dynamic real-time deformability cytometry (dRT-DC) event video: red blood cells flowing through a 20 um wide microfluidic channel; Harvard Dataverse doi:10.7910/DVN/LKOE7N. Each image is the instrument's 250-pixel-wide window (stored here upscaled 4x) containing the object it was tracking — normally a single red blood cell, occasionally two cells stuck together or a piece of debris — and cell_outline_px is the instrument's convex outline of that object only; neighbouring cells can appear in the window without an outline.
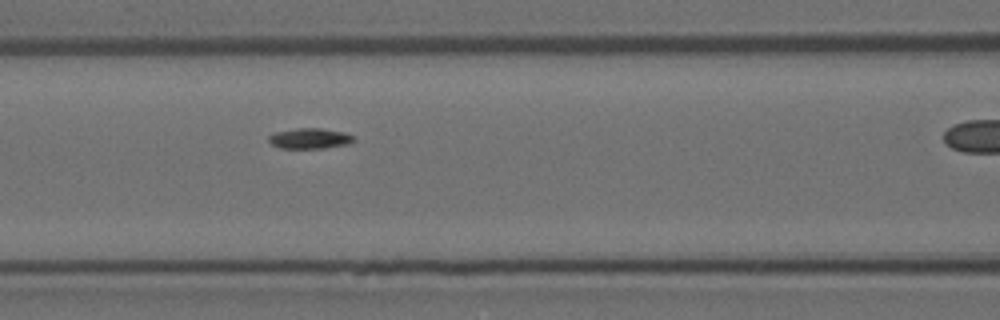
{"species": "Egyptian fruit bat (a non-hibernating species)", "species_latin": "Rousettus aegyptiacus", "temperature_condition": "room temperature", "stored_images_in_passage": 39, "camera_frame_rate_fps": 3000, "um_per_image_px": 0.085, "animal": {"sex": "female"}, "frame": {"image": 1, "passage_image": 18, "time_ms": 5.667, "image_size_px": [1000, 320], "cell_outline_px": [[356, 140], [348, 144], [324, 148], [280, 148], [272, 144], [268, 140], [268, 136], [276, 132], [296, 128], [320, 128], [344, 132], [352, 136]], "centroid_in_image_um": [26.33, 11.76], "position_along_channel_um": 140.3, "area_um2": 10.12}}
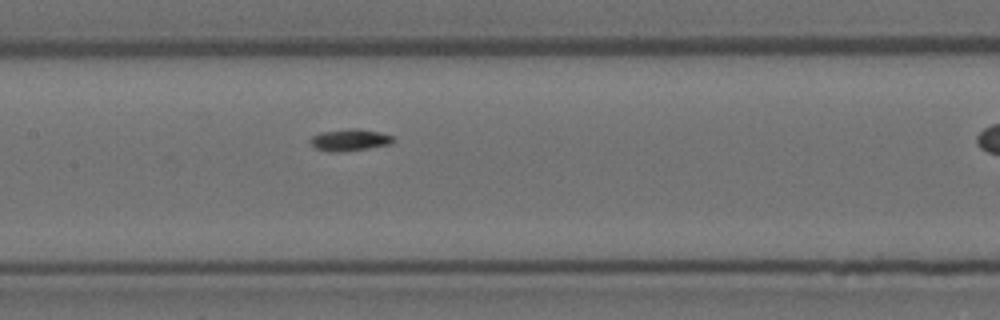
{"frame": {"image": 2, "passage_image": 21, "time_ms": 6.667, "image_size_px": [1000, 320], "cell_outline_px": [[396, 140], [392, 144], [368, 148], [336, 152], [328, 152], [316, 148], [308, 140], [312, 136], [320, 132], [348, 128], [356, 128], [380, 132], [392, 136]], "centroid_in_image_um": [29.73, 11.89], "position_along_channel_um": 177.7, "area_um2": 10.64}}
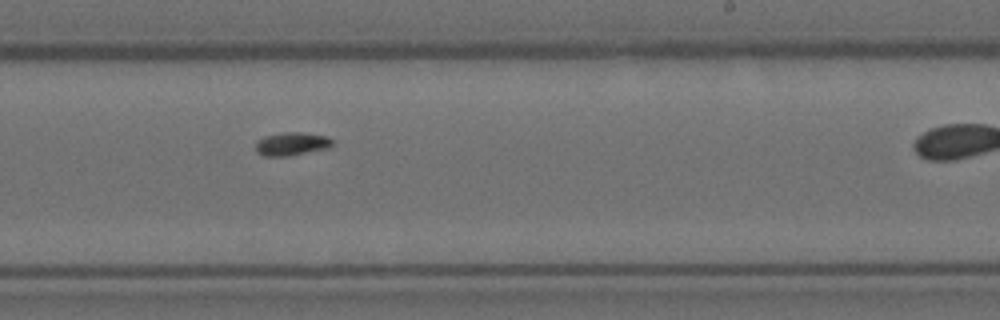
{"frame": {"image": 3, "passage_image": 28, "time_ms": 9.0, "image_size_px": [1000, 320], "cell_outline_px": [[332, 144], [328, 148], [288, 156], [264, 156], [256, 152], [256, 140], [264, 136], [284, 132], [300, 132], [328, 136], [332, 140]], "centroid_in_image_um": [24.76, 12.22], "position_along_channel_um": 264.2, "area_um2": 10.4}}